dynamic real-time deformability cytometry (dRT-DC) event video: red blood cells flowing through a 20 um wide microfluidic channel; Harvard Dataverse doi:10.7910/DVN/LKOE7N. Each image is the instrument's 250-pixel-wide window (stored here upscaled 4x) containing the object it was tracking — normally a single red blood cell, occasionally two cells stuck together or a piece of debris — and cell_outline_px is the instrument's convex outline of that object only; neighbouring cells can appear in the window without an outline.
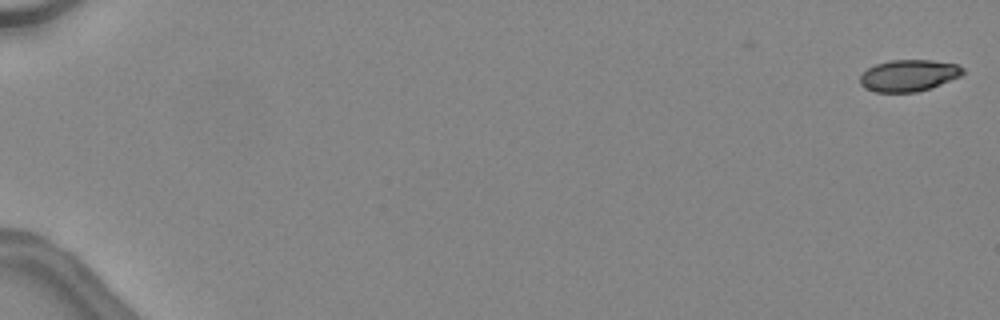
{"species": "common noctule bat (a hibernating species)", "species_latin": "Nyctalus noctula", "temperature_condition": "warm", "stored_images_in_passage": 48, "camera_frame_rate_fps": 3000, "um_per_image_px": 0.085, "animal": {"sex": "female", "body_mass_g": 24.6, "forearm_length_mm": 56.2}, "frame": {"image": 1, "passage_image": 1, "time_ms": 0.0, "image_size_px": [1000, 320], "cell_outline_px": [[964, 72], [960, 76], [932, 88], [916, 92], [876, 92], [860, 84], [860, 76], [868, 68], [876, 64], [892, 60], [932, 60], [956, 64], [964, 68]], "centroid_in_image_um": [77.26, 6.41], "position_along_channel_um": 7.7, "area_um2": 18.84}}
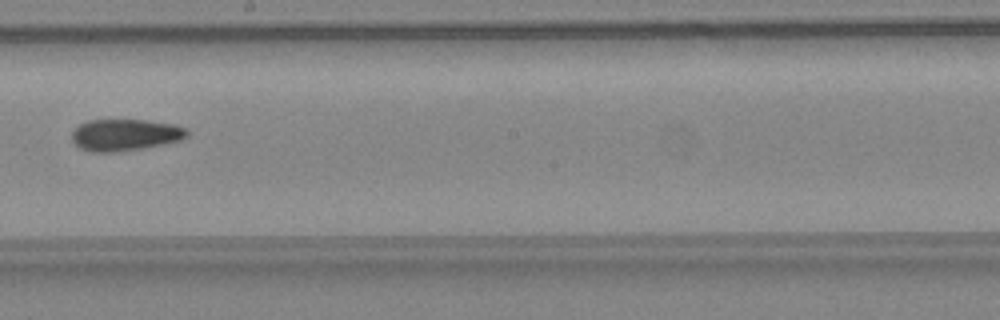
{"frame": {"image": 2, "passage_image": 30, "time_ms": 9.667, "image_size_px": [1000, 320], "cell_outline_px": [[188, 136], [180, 140], [144, 148], [112, 152], [92, 152], [80, 148], [72, 140], [72, 132], [80, 124], [88, 120], [144, 120], [172, 124], [184, 128], [188, 132]], "centroid_in_image_um": [10.61, 11.47], "position_along_channel_um": 237.6, "area_um2": 21.04}}
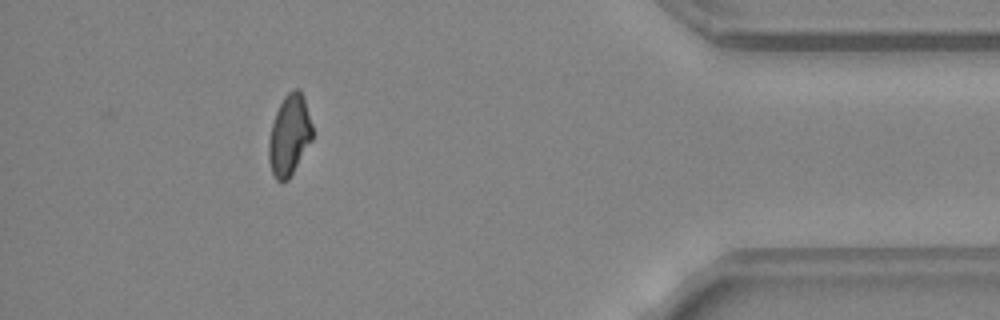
{"frame": {"image": 3, "passage_image": 44, "time_ms": 14.333, "image_size_px": [1000, 320], "cell_outline_px": [[312, 140], [288, 180], [276, 180], [272, 172], [268, 160], [268, 144], [272, 124], [276, 112], [284, 96], [288, 92], [296, 88], [300, 88], [304, 96], [312, 124]], "centroid_in_image_um": [24.6, 11.46], "position_along_channel_um": 410.6, "area_um2": 20.46}, "authors_computed_cell_mechanics": {"area_um2": 21.0103, "velocity_mm_per_s": 4.5531, "shape_relaxation_time_tau1_ms": 8.995, "shape_relaxation_time_tau2_ms": 3.7005, "deformation_change_tau1": 0.1982, "deformation_change_tau2": 0.1035}}